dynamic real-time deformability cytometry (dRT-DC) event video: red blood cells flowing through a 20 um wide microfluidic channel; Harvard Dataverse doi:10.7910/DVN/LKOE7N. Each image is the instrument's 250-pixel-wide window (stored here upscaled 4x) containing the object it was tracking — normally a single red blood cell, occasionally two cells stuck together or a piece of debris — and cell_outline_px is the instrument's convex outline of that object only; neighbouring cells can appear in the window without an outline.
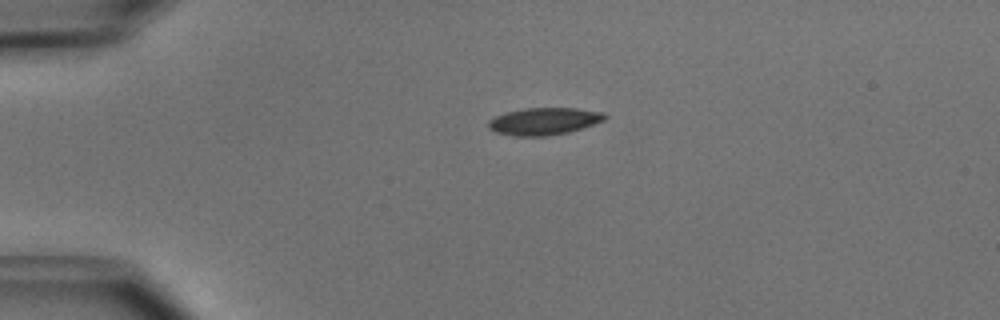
{"species": "common noctule bat (a hibernating species)", "species_latin": "Nyctalus noctula", "temperature_condition": "cold", "stored_images_in_passage": 41, "camera_frame_rate_fps": 3000, "um_per_image_px": 0.085, "animal": {"sex": "male", "body_mass_g": 15.6}, "frame": {"image": 1, "passage_image": 2, "time_ms": 0.333, "image_size_px": [1000, 320], "cell_outline_px": [[608, 116], [604, 120], [568, 132], [544, 136], [512, 136], [496, 132], [488, 128], [488, 120], [496, 116], [508, 112], [524, 108], [576, 108], [604, 112]], "centroid_in_image_um": [46.23, 10.3], "position_along_channel_um": 38.8, "area_um2": 18.32}}
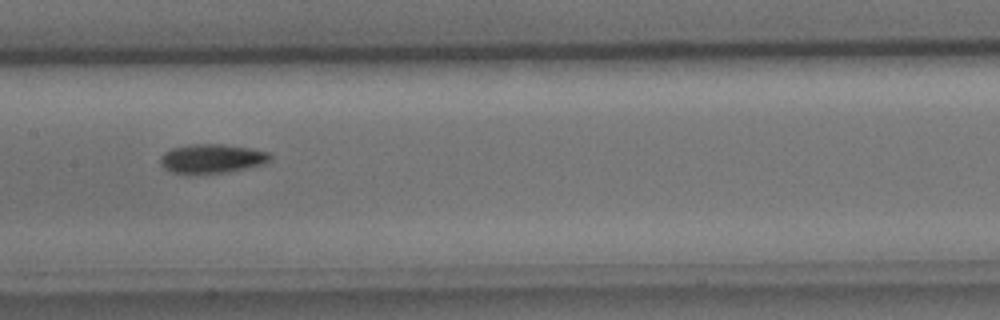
{"frame": {"image": 2, "passage_image": 16, "time_ms": 5.0, "image_size_px": [1000, 320], "cell_outline_px": [[272, 160], [264, 164], [224, 172], [188, 176], [172, 172], [164, 168], [160, 164], [160, 156], [164, 152], [172, 148], [188, 144], [224, 144], [248, 148], [268, 152], [272, 156]], "centroid_in_image_um": [17.95, 13.5], "position_along_channel_um": 189.4, "area_um2": 19.02}}
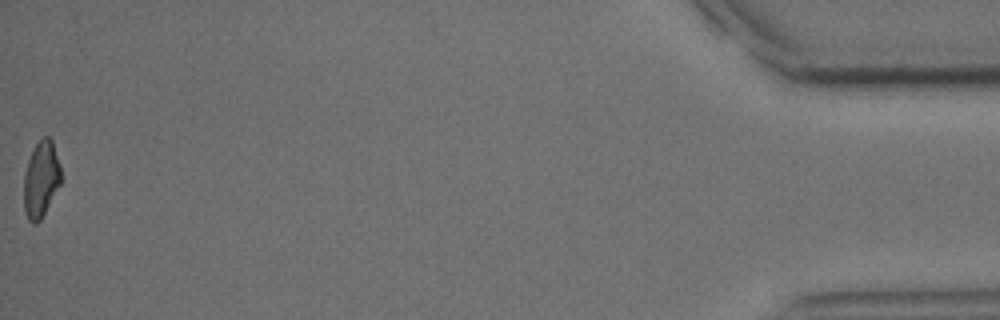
{"frame": {"image": 3, "passage_image": 41, "time_ms": 13.333, "image_size_px": [1000, 320], "cell_outline_px": [[60, 184], [40, 220], [36, 224], [32, 224], [28, 220], [24, 208], [24, 172], [28, 160], [36, 144], [44, 136], [48, 136], [52, 140], [60, 164]], "centroid_in_image_um": [3.48, 15.24], "position_along_channel_um": 431.7, "area_um2": 16.3}, "authors_computed_cell_mechanics": {"area_um2": 17.8602, "velocity_mm_per_s": 3.9918, "shape_relaxation_time_tau1_ms": 2.248, "shape_relaxation_time_tau2_ms": 7.8329, "deformation_change_tau1": 0.1201, "deformation_change_tau2": 0.1612}}